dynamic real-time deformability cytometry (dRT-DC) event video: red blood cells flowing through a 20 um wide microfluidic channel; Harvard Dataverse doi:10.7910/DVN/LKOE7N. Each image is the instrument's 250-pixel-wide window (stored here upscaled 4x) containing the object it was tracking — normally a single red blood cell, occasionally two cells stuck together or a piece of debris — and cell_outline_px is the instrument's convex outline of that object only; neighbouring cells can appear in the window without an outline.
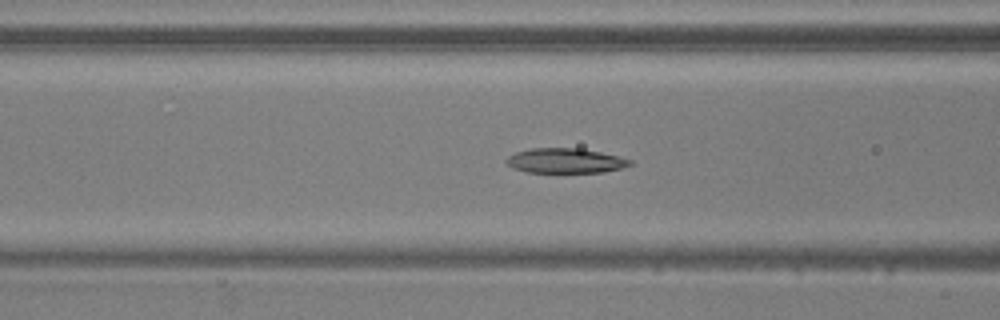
{"species": "common noctule bat (a hibernating species)", "species_latin": "Nyctalus noctula", "temperature_condition": "warm", "stored_images_in_passage": 28, "camera_frame_rate_fps": 3000, "um_per_image_px": 0.085, "animal": {"sex": "male", "body_mass_g": 20.5, "forearm_length_mm": 52.5}, "frame": {"image": 1, "passage_image": 7, "time_ms": 2.0, "image_size_px": [1000, 320], "cell_outline_px": [[632, 164], [620, 168], [604, 172], [524, 172], [512, 168], [504, 160], [508, 156], [516, 152], [532, 148], [580, 148], [600, 152], [632, 160]], "centroid_in_image_um": [48.01, 13.66], "position_along_channel_um": 118.6, "area_um2": 17.8}}
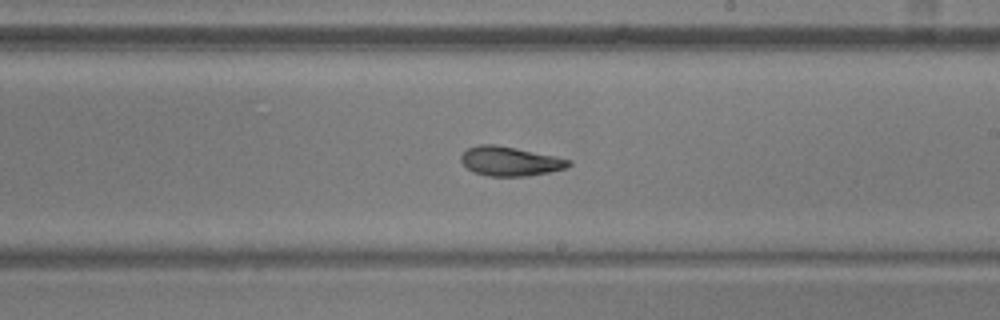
{"frame": {"image": 2, "passage_image": 17, "time_ms": 5.333, "image_size_px": [1000, 320], "cell_outline_px": [[572, 164], [568, 168], [528, 176], [488, 176], [472, 172], [460, 160], [460, 156], [468, 148], [480, 144], [496, 144], [572, 160]], "centroid_in_image_um": [43.35, 13.71], "position_along_channel_um": 245.6, "area_um2": 18.32}}
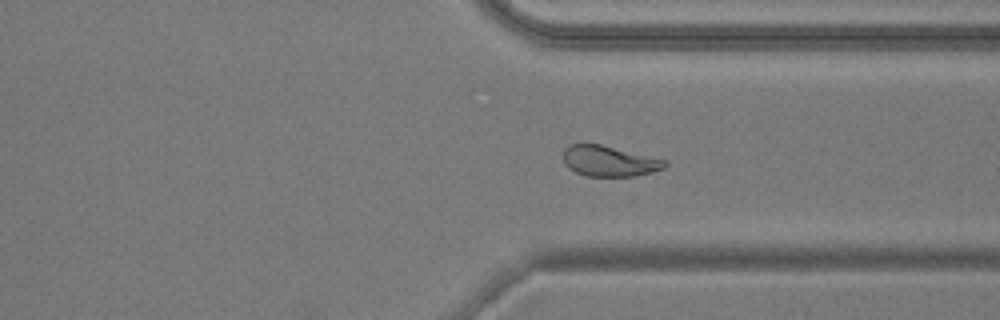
{"frame": {"image": 3, "passage_image": 26, "time_ms": 8.333, "image_size_px": [1000, 320], "cell_outline_px": [[668, 164], [664, 168], [652, 172], [636, 176], [584, 176], [568, 168], [564, 164], [564, 148], [568, 144], [600, 144], [668, 160]], "centroid_in_image_um": [51.79, 13.69], "position_along_channel_um": 359.6, "area_um2": 18.26}}